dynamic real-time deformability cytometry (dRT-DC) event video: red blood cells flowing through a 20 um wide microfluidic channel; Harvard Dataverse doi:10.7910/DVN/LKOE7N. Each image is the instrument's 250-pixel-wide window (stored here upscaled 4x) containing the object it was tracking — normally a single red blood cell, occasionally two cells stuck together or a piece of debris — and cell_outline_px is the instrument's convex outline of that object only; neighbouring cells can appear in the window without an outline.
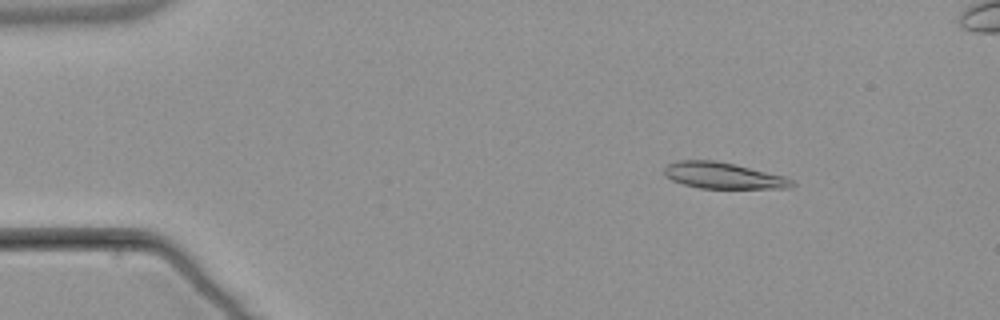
{"species": "common noctule bat (a hibernating species)", "species_latin": "Nyctalus noctula", "temperature_condition": "warm", "stored_images_in_passage": 6, "camera_frame_rate_fps": 3000, "um_per_image_px": 0.085, "animal": {"sex": "male", "body_mass_g": 21.5, "forearm_length_mm": 52.0}, "frame": {"image": 1, "passage_image": 3, "time_ms": 2.333, "image_size_px": [1000, 320], "cell_outline_px": [[796, 184], [792, 188], [700, 188], [684, 184], [672, 180], [664, 176], [664, 168], [668, 164], [680, 160], [716, 160], [736, 164], [784, 176], [792, 180]], "centroid_in_image_um": [61.48, 14.92], "position_along_channel_um": 23.5, "area_um2": 19.54}}